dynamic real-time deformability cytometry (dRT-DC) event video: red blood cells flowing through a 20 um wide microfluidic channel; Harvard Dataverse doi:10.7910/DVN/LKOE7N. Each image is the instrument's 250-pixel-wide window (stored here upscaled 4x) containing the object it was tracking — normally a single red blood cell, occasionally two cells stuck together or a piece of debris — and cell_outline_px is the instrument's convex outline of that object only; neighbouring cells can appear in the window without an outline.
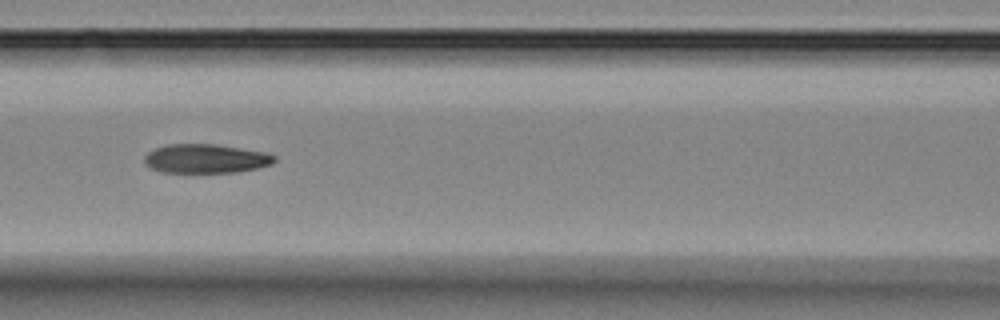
{"species": "Egyptian fruit bat (a non-hibernating species)", "species_latin": "Rousettus aegyptiacus", "temperature_condition": "room temperature", "stored_images_in_passage": 14, "camera_frame_rate_fps": 3000, "um_per_image_px": 0.085, "animal": {"sex": "female"}, "frame": {"image": 1, "passage_image": 5, "time_ms": 5.333, "image_size_px": [1000, 320], "cell_outline_px": [[276, 160], [272, 164], [256, 168], [236, 172], [164, 172], [152, 168], [144, 164], [144, 156], [148, 152], [156, 148], [168, 144], [216, 144], [264, 152], [276, 156]], "centroid_in_image_um": [17.48, 13.48], "position_along_channel_um": 149.1, "area_um2": 21.85}}
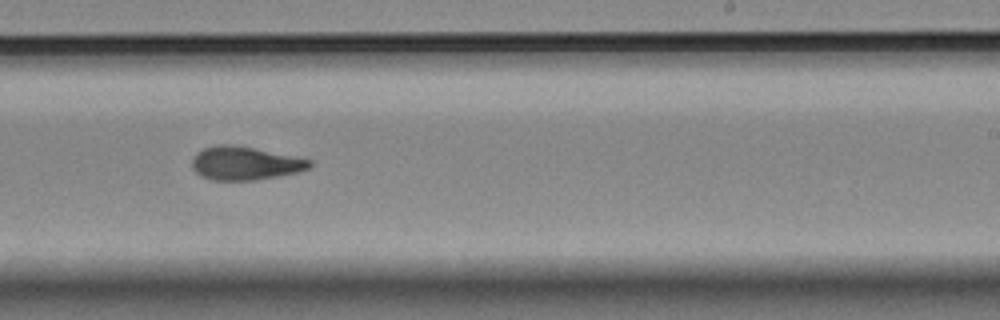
{"frame": {"image": 2, "passage_image": 8, "time_ms": 8.667, "image_size_px": [1000, 320], "cell_outline_px": [[312, 164], [308, 168], [296, 172], [256, 180], [212, 180], [200, 176], [192, 168], [192, 160], [196, 152], [204, 148], [216, 144], [232, 144], [312, 160]], "centroid_in_image_um": [20.76, 13.88], "position_along_channel_um": 268.2, "area_um2": 22.66}}
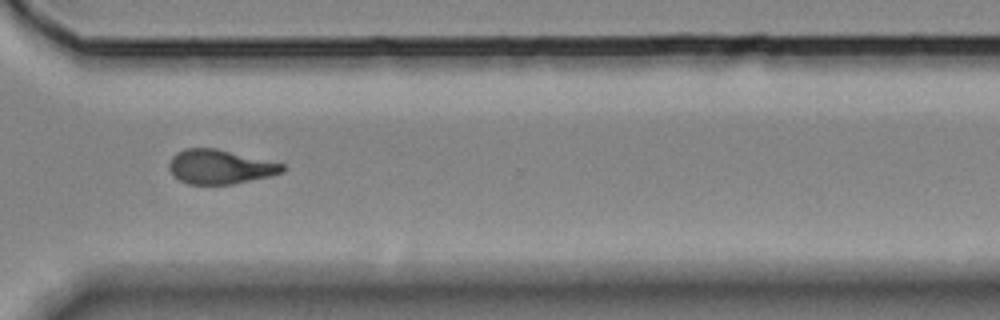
{"frame": {"image": 3, "passage_image": 10, "time_ms": 11.0, "image_size_px": [1000, 320], "cell_outline_px": [[284, 172], [272, 176], [232, 184], [188, 184], [172, 176], [168, 168], [168, 164], [172, 156], [176, 152], [184, 148], [216, 148], [284, 164]], "centroid_in_image_um": [18.66, 14.18], "position_along_channel_um": 351.9, "area_um2": 22.77}, "authors_computed_cell_mechanics": {"area_um2": 22.6865, "velocity_mm_per_s": 3.5928, "shape_relaxation_time_tau1_ms": 5.0082, "shape_relaxation_time_tau2_ms": 3.5853, "deformation_change_tau1": 0.1684, "deformation_change_tau2": 0.1097}}